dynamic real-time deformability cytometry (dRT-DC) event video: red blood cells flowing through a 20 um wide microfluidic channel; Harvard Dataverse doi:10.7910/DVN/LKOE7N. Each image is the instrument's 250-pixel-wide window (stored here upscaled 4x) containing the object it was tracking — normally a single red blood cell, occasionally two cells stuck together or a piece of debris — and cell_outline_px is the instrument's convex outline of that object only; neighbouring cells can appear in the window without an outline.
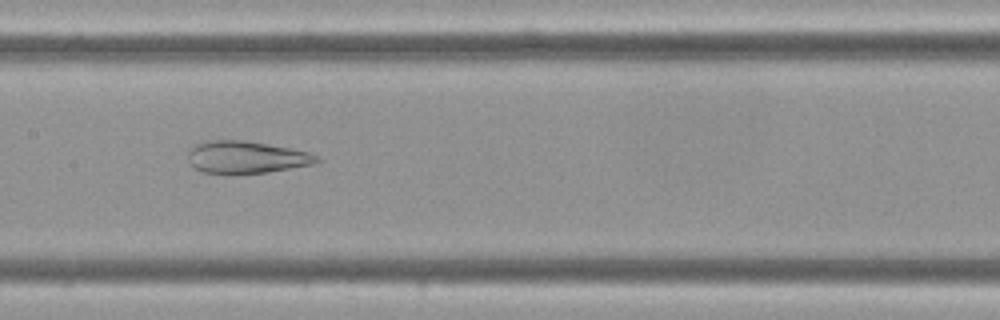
{"species": "Egyptian fruit bat (a non-hibernating species)", "species_latin": "Rousettus aegyptiacus", "temperature_condition": "cold", "stored_images_in_passage": 58, "camera_frame_rate_fps": 3000, "um_per_image_px": 0.085, "frame": {"image": 1, "passage_image": 29, "time_ms": 9.333, "image_size_px": [1000, 320], "cell_outline_px": [[320, 160], [312, 164], [268, 172], [228, 176], [200, 172], [188, 160], [188, 152], [196, 144], [212, 140], [244, 140], [288, 148], [308, 152], [320, 156]], "centroid_in_image_um": [20.89, 13.4], "position_along_channel_um": 186.5, "area_um2": 24.51}}
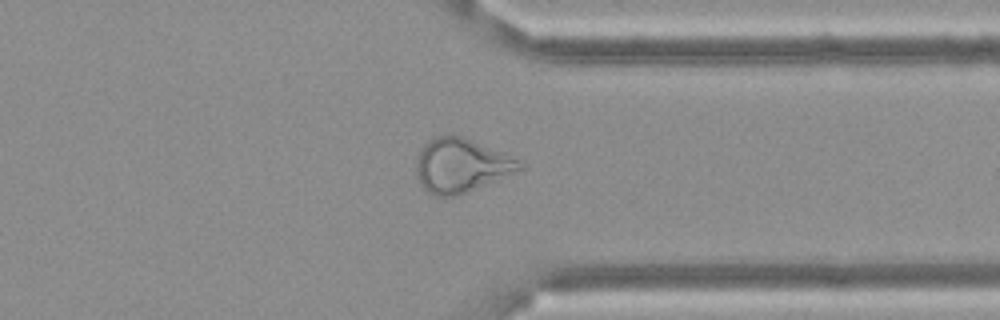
{"frame": {"image": 2, "passage_image": 45, "time_ms": 14.667, "image_size_px": [1000, 320], "cell_outline_px": [[524, 168], [456, 196], [432, 196], [420, 184], [416, 172], [416, 164], [420, 152], [424, 144], [432, 136], [464, 136], [504, 152], [520, 160], [524, 164]], "centroid_in_image_um": [39.19, 14.05], "position_along_channel_um": 372.2, "area_um2": 32.31}}
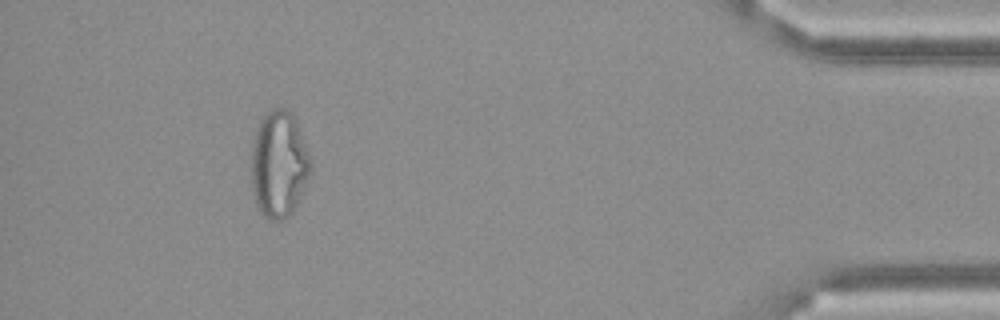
{"frame": {"image": 3, "passage_image": 53, "time_ms": 17.333, "image_size_px": [1000, 320], "cell_outline_px": [[312, 172], [292, 212], [284, 220], [268, 220], [260, 212], [256, 204], [252, 188], [252, 144], [256, 128], [260, 120], [272, 108], [284, 108], [292, 112], [300, 132], [312, 164]], "centroid_in_image_um": [23.7, 13.98], "position_along_channel_um": 411.5, "area_um2": 36.82}}